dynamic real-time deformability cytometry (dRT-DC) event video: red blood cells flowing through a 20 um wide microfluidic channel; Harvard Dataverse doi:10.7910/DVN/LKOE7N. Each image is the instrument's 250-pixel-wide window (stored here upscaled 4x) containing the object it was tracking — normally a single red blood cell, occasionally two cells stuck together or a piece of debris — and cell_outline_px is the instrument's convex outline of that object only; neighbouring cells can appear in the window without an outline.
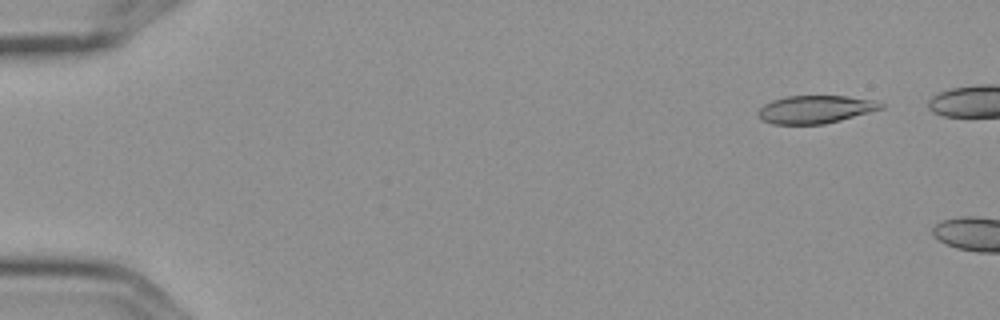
{"species": "Egyptian fruit bat (a non-hibernating species)", "species_latin": "Rousettus aegyptiacus", "temperature_condition": "cold", "stored_images_in_passage": 4, "camera_frame_rate_fps": 3000, "um_per_image_px": 0.085, "frame": {"image": 1, "passage_image": 2, "time_ms": 0.333, "image_size_px": [1000, 320], "cell_outline_px": [[884, 108], [840, 120], [824, 124], [772, 124], [760, 120], [756, 116], [756, 112], [764, 104], [772, 100], [788, 96], [848, 96], [876, 100], [884, 104]], "centroid_in_image_um": [69.28, 9.3], "position_along_channel_um": 15.7, "area_um2": 20.11}}